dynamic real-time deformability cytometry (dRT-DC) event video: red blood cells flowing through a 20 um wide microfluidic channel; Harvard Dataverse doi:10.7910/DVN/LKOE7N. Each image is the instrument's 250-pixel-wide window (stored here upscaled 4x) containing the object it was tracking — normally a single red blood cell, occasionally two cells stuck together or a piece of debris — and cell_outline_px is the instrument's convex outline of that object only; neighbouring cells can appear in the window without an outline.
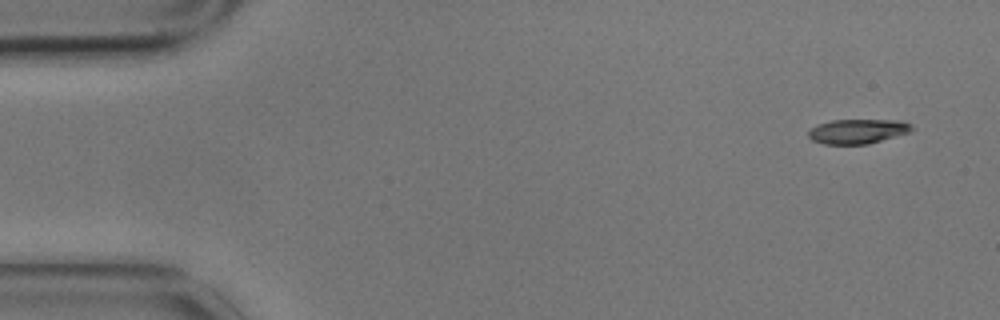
{"species": "common noctule bat (a hibernating species)", "species_latin": "Nyctalus noctula", "temperature_condition": "cold", "stored_images_in_passage": 4, "camera_frame_rate_fps": 3000, "um_per_image_px": 0.085, "animal": {"sex": "male", "body_mass_g": 17.9}, "frame": {"image": 1, "passage_image": 1, "time_ms": 0.0, "image_size_px": [1000, 320], "cell_outline_px": [[912, 128], [908, 132], [868, 144], [824, 144], [812, 140], [808, 136], [808, 132], [816, 124], [832, 120], [900, 120], [912, 124]], "centroid_in_image_um": [72.86, 11.15], "position_along_channel_um": 12.1, "area_um2": 14.68}}
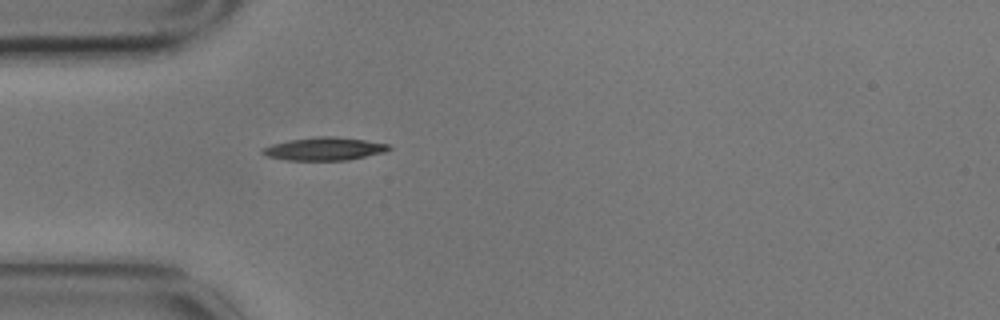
{"frame": {"image": 2, "passage_image": 4, "time_ms": 1.0, "image_size_px": [1000, 320], "cell_outline_px": [[392, 148], [384, 152], [348, 160], [288, 160], [264, 156], [260, 152], [260, 148], [272, 144], [288, 140], [316, 136], [332, 136], [364, 140], [388, 144]], "centroid_in_image_um": [27.5, 12.65], "position_along_channel_um": 57.5, "area_um2": 16.99}}